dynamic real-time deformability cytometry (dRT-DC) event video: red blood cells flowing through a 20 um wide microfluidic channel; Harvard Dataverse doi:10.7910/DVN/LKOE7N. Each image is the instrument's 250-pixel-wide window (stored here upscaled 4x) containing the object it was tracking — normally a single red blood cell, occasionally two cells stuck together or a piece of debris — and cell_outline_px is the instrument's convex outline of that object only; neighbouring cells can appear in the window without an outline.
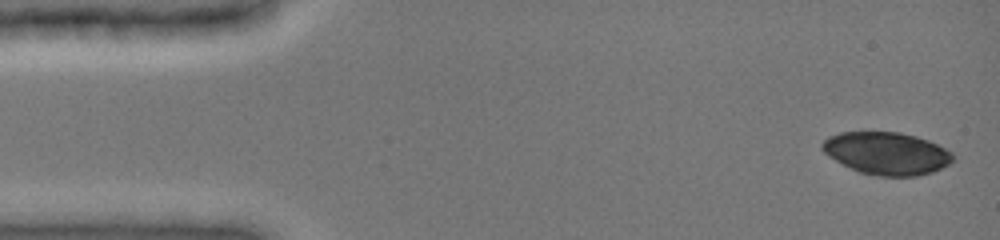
{"species": "common noctule bat (a hibernating species)", "species_latin": "Nyctalus noctula", "temperature_condition": "cold", "stored_images_in_passage": 4, "camera_frame_rate_fps": 3000, "um_per_image_px": 0.085, "animal": {"sex": "female", "body_mass_g": 19.0, "forearm_length_mm": 51.5}, "frame": {"image": 1, "passage_image": 1, "time_ms": 0.0, "image_size_px": [1000, 240], "cell_outline_px": [[956, 156], [948, 164], [932, 172], [916, 176], [880, 176], [860, 172], [828, 156], [820, 148], [820, 144], [828, 136], [840, 132], [900, 132], [916, 136], [928, 140], [952, 152]], "centroid_in_image_um": [75.36, 13.02], "position_along_channel_um": 9.6, "area_um2": 32.25}}